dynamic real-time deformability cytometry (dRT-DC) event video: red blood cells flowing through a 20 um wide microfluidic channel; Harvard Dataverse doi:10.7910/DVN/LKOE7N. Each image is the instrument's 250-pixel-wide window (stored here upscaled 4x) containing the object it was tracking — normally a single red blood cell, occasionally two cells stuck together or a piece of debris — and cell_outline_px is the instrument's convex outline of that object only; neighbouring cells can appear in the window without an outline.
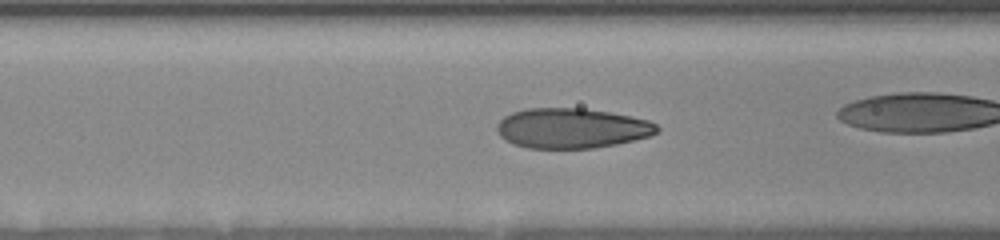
{"species": "human", "species_latin": "Homo sapiens", "temperature_condition": "room temperature", "stored_images_in_passage": 16, "camera_frame_rate_fps": 3000, "um_per_image_px": 0.085, "donor": {"sex": "female"}, "frame": {"image": 1, "passage_image": 12, "time_ms": 6.667, "image_size_px": [1000, 240], "cell_outline_px": [[660, 132], [648, 136], [616, 144], [592, 148], [528, 148], [512, 144], [504, 140], [500, 136], [496, 128], [496, 124], [504, 116], [512, 112], [528, 108], [584, 108], [632, 116], [648, 120], [656, 124], [660, 128]], "centroid_in_image_um": [48.58, 10.89], "position_along_channel_um": 118.0, "area_um2": 37.51}}
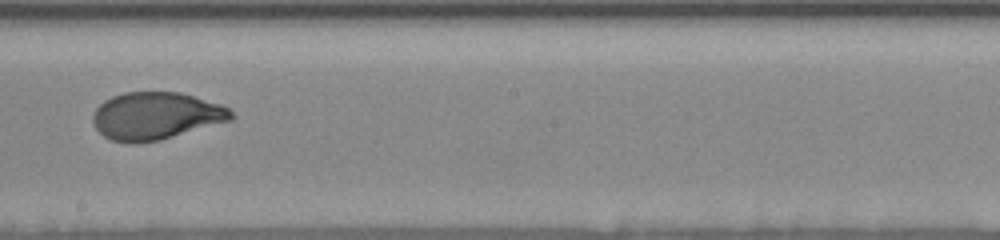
{"frame": {"image": 2, "passage_image": 16, "time_ms": 10.667, "image_size_px": [1000, 240], "cell_outline_px": [[236, 116], [232, 120], [160, 140], [136, 144], [132, 144], [112, 140], [104, 136], [96, 128], [92, 120], [92, 116], [96, 108], [104, 100], [112, 96], [124, 92], [180, 92], [220, 104], [228, 108]], "centroid_in_image_um": [13.24, 9.85], "position_along_channel_um": 235.0, "area_um2": 38.32}}